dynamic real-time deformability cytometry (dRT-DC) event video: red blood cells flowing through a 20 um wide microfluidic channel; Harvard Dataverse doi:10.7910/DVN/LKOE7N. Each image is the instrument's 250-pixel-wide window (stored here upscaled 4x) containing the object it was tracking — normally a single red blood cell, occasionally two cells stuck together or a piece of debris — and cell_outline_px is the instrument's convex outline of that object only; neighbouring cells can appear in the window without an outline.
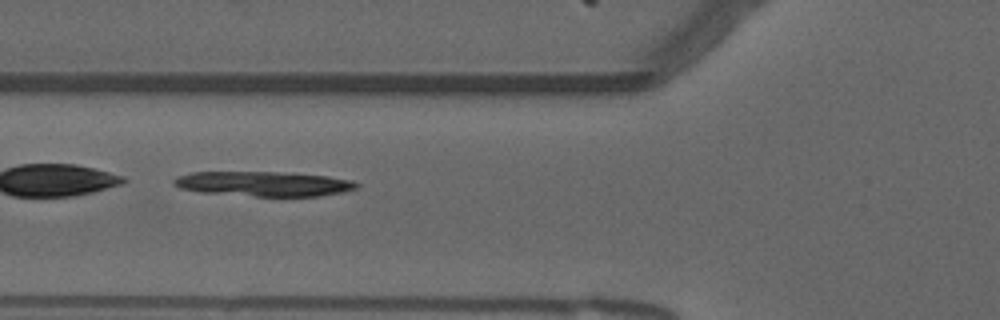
{"species": "common noctule bat (a hibernating species)", "species_latin": "Nyctalus noctula", "temperature_condition": "warm", "stored_images_in_passage": 40, "camera_frame_rate_fps": 3000, "um_per_image_px": 0.085, "animal": {"sex": "male", "forearm_length_mm": 52.5}, "frame": {"image": 1, "passage_image": 7, "time_ms": 2.0, "image_size_px": [1000, 320], "cell_outline_px": [[360, 184], [356, 188], [344, 192], [320, 196], [256, 196], [200, 192], [180, 188], [172, 184], [172, 180], [176, 176], [192, 172], [276, 172], [328, 176], [352, 180]], "centroid_in_image_um": [22.4, 15.62], "position_along_channel_um": 103.4, "area_um2": 26.41}, "authors_computed_cell_mechanics": {"area_um2": 27.9174, "velocity_mm_per_s": 3.742, "shape_relaxation_time_tau1_ms": 8.8265, "shape_relaxation_time_tau2_ms": null, "deformation_change_tau1": 0.268, "deformation_change_tau2": null}}